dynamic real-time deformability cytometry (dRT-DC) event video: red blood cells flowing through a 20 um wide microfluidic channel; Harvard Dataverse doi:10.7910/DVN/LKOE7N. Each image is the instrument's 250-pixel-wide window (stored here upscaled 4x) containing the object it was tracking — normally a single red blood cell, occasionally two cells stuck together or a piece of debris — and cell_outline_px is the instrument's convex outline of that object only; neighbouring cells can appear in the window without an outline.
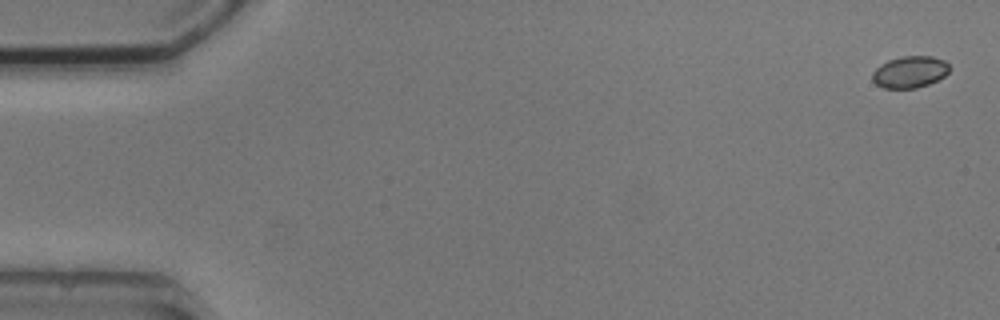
{"species": "common noctule bat (a hibernating species)", "species_latin": "Nyctalus noctula", "temperature_condition": "cold", "stored_images_in_passage": 4, "camera_frame_rate_fps": 3000, "um_per_image_px": 0.085, "animal": {"sex": "male", "body_mass_g": 20.5, "forearm_length_mm": 52.5}, "frame": {"image": 1, "passage_image": 1, "time_ms": 0.0, "image_size_px": [1000, 320], "cell_outline_px": [[948, 72], [944, 76], [928, 84], [916, 88], [884, 88], [876, 84], [872, 80], [872, 72], [880, 64], [888, 60], [900, 56], [932, 56], [944, 60], [948, 64]], "centroid_in_image_um": [77.3, 6.11], "position_along_channel_um": 7.7, "area_um2": 14.22}}